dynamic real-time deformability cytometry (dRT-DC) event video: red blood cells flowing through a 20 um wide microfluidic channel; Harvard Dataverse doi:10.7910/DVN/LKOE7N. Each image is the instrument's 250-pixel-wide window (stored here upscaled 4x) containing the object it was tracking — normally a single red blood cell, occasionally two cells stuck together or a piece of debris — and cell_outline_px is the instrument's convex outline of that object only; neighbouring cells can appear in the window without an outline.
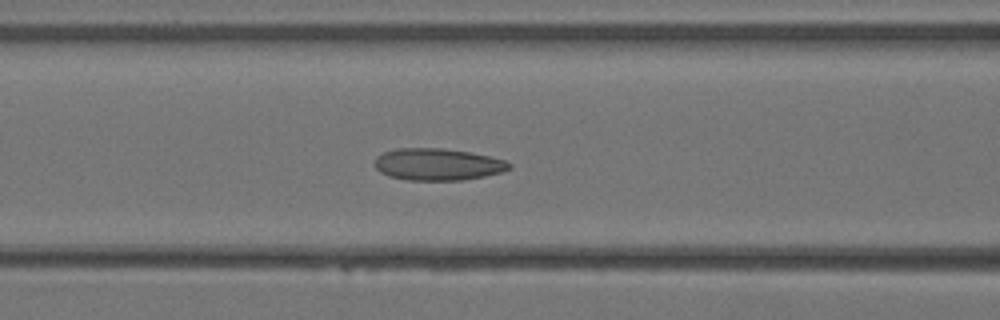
{"species": "Egyptian fruit bat (a non-hibernating species)", "species_latin": "Rousettus aegyptiacus", "temperature_condition": "warm", "stored_images_in_passage": 34, "camera_frame_rate_fps": 3000, "um_per_image_px": 0.085, "animal": {"sex": "female"}, "frame": {"image": 1, "passage_image": 14, "time_ms": 4.333, "image_size_px": [1000, 320], "cell_outline_px": [[512, 168], [500, 172], [484, 176], [464, 180], [408, 180], [388, 176], [380, 172], [376, 168], [376, 156], [384, 152], [396, 148], [440, 148], [472, 152], [504, 160], [512, 164]], "centroid_in_image_um": [37.21, 13.97], "position_along_channel_um": 129.4, "area_um2": 25.03}}
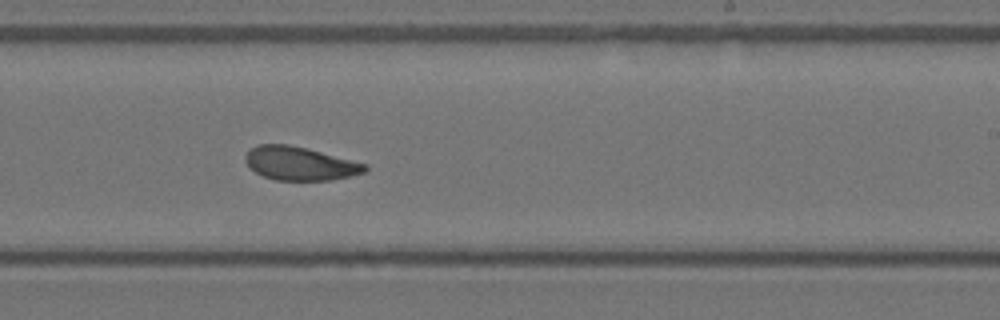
{"frame": {"image": 2, "passage_image": 21, "time_ms": 6.667, "image_size_px": [1000, 320], "cell_outline_px": [[368, 168], [364, 172], [332, 180], [276, 180], [264, 176], [256, 172], [244, 160], [244, 156], [256, 144], [288, 144], [368, 164]], "centroid_in_image_um": [25.48, 13.9], "position_along_channel_um": 263.5, "area_um2": 23.0}}
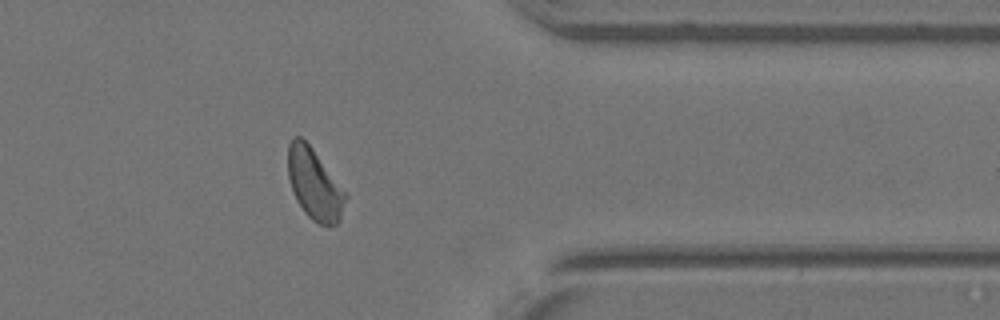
{"frame": {"image": 3, "passage_image": 28, "time_ms": 9.0, "image_size_px": [1000, 320], "cell_outline_px": [[348, 196], [340, 220], [336, 224], [320, 224], [312, 220], [304, 212], [296, 200], [288, 176], [288, 144], [292, 136], [300, 136], [312, 148], [348, 192]], "centroid_in_image_um": [26.75, 15.64], "position_along_channel_um": 384.6, "area_um2": 23.99}}